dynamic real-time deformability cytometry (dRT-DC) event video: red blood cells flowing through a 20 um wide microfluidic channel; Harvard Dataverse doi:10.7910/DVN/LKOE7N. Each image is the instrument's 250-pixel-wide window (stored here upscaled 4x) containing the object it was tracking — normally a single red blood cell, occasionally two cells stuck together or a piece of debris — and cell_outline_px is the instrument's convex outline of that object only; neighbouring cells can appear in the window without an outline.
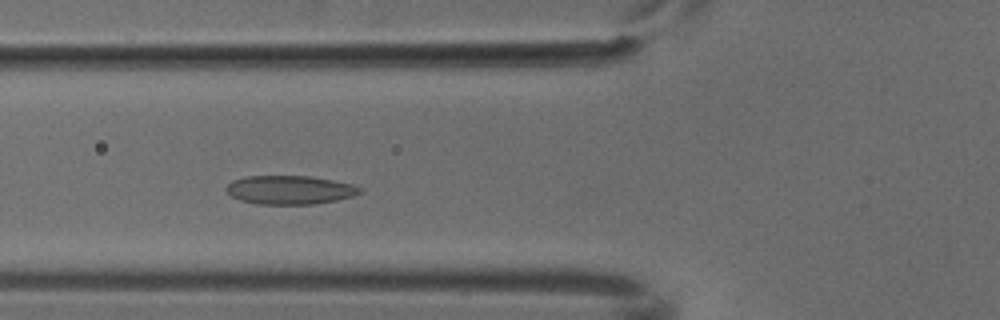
{"species": "common noctule bat (a hibernating species)", "species_latin": "Nyctalus noctula", "temperature_condition": "cold", "stored_images_in_passage": 6, "camera_frame_rate_fps": 3000, "um_per_image_px": 0.085, "animal": {"sex": "male", "body_mass_g": 18.8}, "frame": {"image": 1, "passage_image": 4, "time_ms": 1.0, "image_size_px": [1000, 320], "cell_outline_px": [[364, 192], [352, 196], [336, 200], [312, 204], [256, 204], [240, 200], [232, 196], [224, 188], [232, 180], [248, 176], [312, 176], [352, 184], [364, 188]], "centroid_in_image_um": [24.65, 16.14], "position_along_channel_um": 101.1, "area_um2": 22.43}}
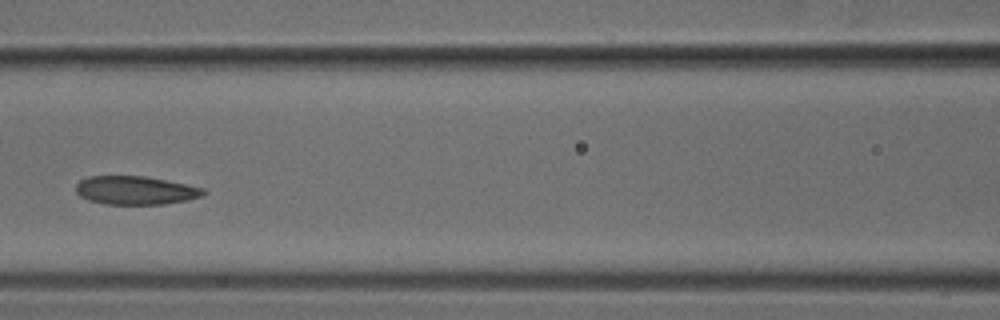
{"frame": {"image": 2, "passage_image": 5, "time_ms": 1.333, "image_size_px": [1000, 320], "cell_outline_px": [[208, 192], [204, 196], [164, 204], [104, 204], [88, 200], [80, 196], [76, 192], [76, 184], [80, 180], [88, 176], [144, 176], [204, 188]], "centroid_in_image_um": [11.5, 16.18], "position_along_channel_um": 155.1, "area_um2": 21.1}}
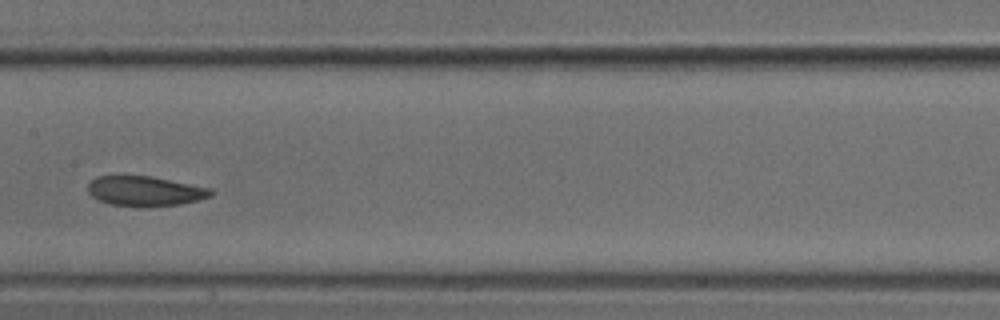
{"frame": {"image": 3, "passage_image": 6, "time_ms": 1.667, "image_size_px": [1000, 320], "cell_outline_px": [[216, 192], [212, 196], [200, 200], [180, 204], [112, 204], [100, 200], [92, 196], [88, 192], [88, 184], [96, 176], [152, 176], [212, 188]], "centroid_in_image_um": [12.4, 16.19], "position_along_channel_um": 195.0, "area_um2": 20.75}}